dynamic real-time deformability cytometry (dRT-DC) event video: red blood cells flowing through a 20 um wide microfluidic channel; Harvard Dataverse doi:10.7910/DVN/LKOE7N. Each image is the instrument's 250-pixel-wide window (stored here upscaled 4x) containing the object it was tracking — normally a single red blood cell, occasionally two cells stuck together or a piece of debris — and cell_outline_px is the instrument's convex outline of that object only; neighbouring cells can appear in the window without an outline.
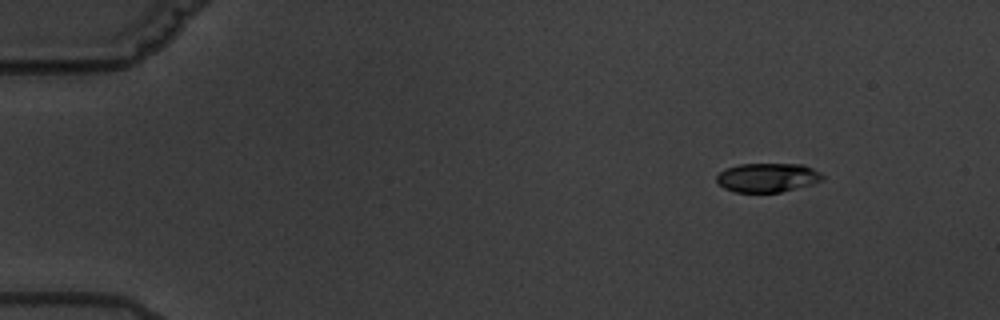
{"species": "common noctule bat (a hibernating species)", "species_latin": "Nyctalus noctula", "temperature_condition": "warm", "stored_images_in_passage": 5, "camera_frame_rate_fps": 3000, "um_per_image_px": 0.085, "animal": {"sex": "male", "body_mass_g": 19.5, "forearm_length_mm": 54.6}, "frame": {"image": 1, "passage_image": 1, "time_ms": 0.0, "image_size_px": [1000, 320], "cell_outline_px": [[824, 180], [812, 184], [780, 192], [736, 192], [724, 188], [716, 180], [716, 176], [720, 172], [728, 168], [740, 164], [804, 164], [820, 172], [824, 176]], "centroid_in_image_um": [65.27, 15.09], "position_along_channel_um": 19.7, "area_um2": 17.86}}
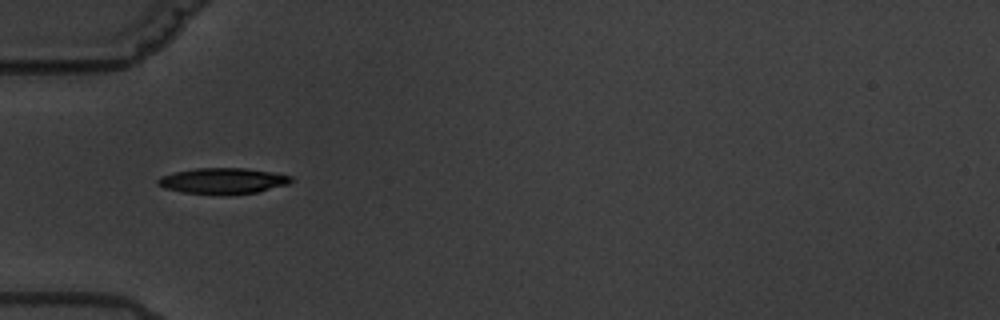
{"frame": {"image": 2, "passage_image": 4, "time_ms": 4.333, "image_size_px": [1000, 320], "cell_outline_px": [[296, 180], [288, 184], [256, 192], [228, 196], [180, 192], [164, 188], [156, 184], [156, 180], [160, 176], [172, 172], [196, 168], [244, 168], [272, 172], [292, 176]], "centroid_in_image_um": [18.91, 15.39], "position_along_channel_um": 66.1, "area_um2": 20.58}}